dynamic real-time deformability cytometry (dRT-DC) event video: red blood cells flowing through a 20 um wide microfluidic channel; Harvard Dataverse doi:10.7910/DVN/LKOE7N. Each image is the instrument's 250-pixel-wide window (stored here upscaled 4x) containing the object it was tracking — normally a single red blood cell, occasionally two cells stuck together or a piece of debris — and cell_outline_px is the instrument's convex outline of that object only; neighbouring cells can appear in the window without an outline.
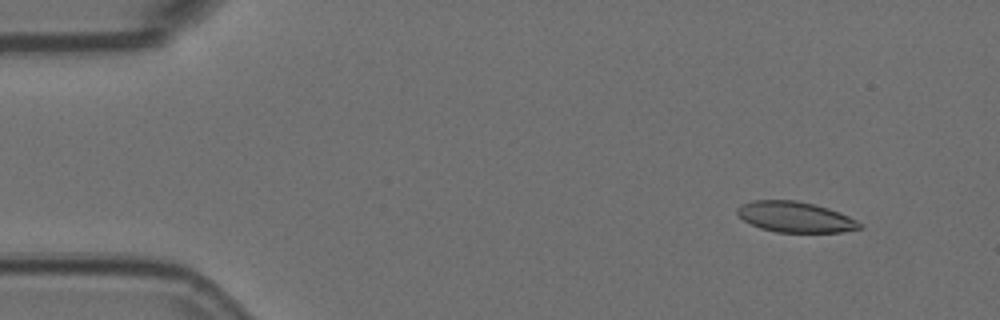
{"species": "Egyptian fruit bat (a non-hibernating species)", "species_latin": "Rousettus aegyptiacus", "temperature_condition": "room temperature", "stored_images_in_passage": 4, "camera_frame_rate_fps": 3000, "um_per_image_px": 0.085, "animal": {"sex": "female"}, "frame": {"image": 1, "passage_image": 2, "time_ms": 0.333, "image_size_px": [1000, 320], "cell_outline_px": [[864, 228], [840, 232], [776, 232], [760, 228], [744, 220], [736, 212], [736, 208], [740, 204], [752, 200], [796, 200], [828, 208], [848, 216], [856, 220]], "centroid_in_image_um": [67.57, 18.44], "position_along_channel_um": 17.4, "area_um2": 21.73}}